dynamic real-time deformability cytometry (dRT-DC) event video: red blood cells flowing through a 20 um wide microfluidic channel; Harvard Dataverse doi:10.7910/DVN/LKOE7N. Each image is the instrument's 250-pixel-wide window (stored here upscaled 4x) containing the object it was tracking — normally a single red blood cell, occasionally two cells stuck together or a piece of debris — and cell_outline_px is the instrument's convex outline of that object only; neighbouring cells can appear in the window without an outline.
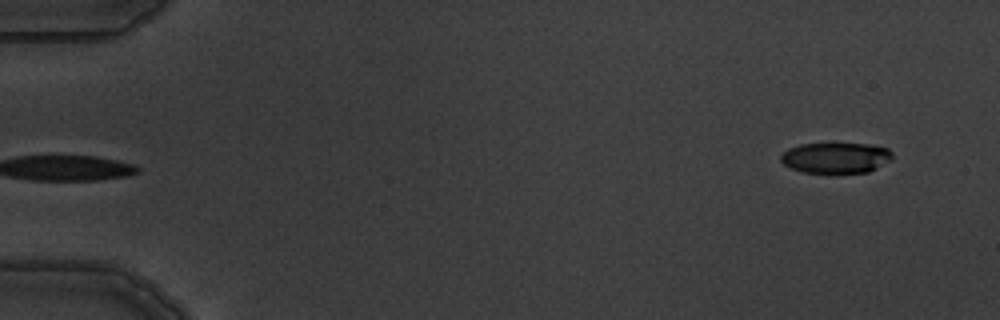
{"species": "common noctule bat (a hibernating species)", "species_latin": "Nyctalus noctula", "temperature_condition": "warm", "stored_images_in_passage": 5, "segment_of_instrument_passage": [2, 2], "camera_frame_rate_fps": 3000, "um_per_image_px": 0.085, "animal": {"sex": "male", "body_mass_g": 19.5, "forearm_length_mm": 54.6}, "frame": {"image": 1, "passage_image": 5, "time_ms": 5.667, "image_size_px": [1000, 320], "cell_outline_px": [[892, 160], [868, 172], [804, 172], [792, 168], [784, 164], [780, 160], [780, 156], [788, 148], [800, 144], [836, 140], [868, 144], [888, 148], [892, 152]], "centroid_in_image_um": [71.05, 13.34], "position_along_channel_um": 13.9, "area_um2": 20.69}}